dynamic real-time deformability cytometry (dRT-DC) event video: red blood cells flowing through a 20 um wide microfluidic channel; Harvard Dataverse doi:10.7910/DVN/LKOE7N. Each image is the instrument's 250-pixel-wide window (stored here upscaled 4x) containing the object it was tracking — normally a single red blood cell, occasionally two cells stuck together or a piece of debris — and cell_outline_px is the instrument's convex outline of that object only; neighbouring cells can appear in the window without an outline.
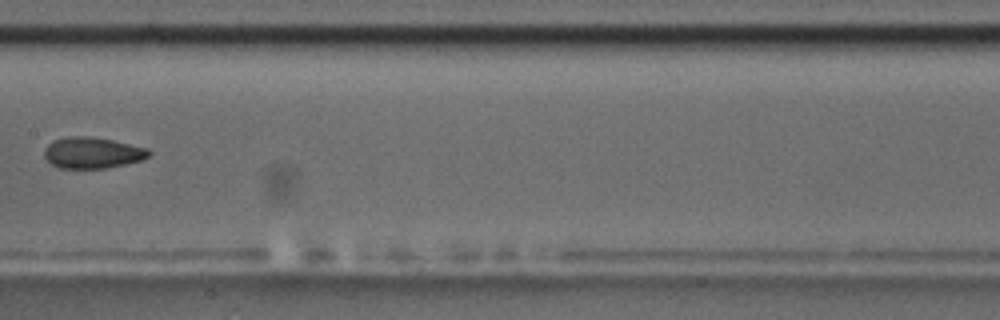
{"species": "common noctule bat (a hibernating species)", "species_latin": "Nyctalus noctula", "temperature_condition": "room temperature", "stored_images_in_passage": 15, "camera_frame_rate_fps": 3000, "um_per_image_px": 0.085, "animal": {"sex": "male", "body_mass_g": 17.5, "forearm_length_mm": 52.3}, "frame": {"image": 1, "passage_image": 7, "time_ms": 7.667, "image_size_px": [1000, 320], "cell_outline_px": [[152, 152], [144, 160], [104, 168], [60, 168], [52, 164], [44, 156], [44, 148], [52, 140], [68, 136], [88, 136], [112, 140], [148, 148]], "centroid_in_image_um": [7.85, 12.98], "position_along_channel_um": 199.6, "area_um2": 19.02}, "authors_computed_cell_mechanics": {"area_um2": 19.0162, "velocity_mm_per_s": 3.5062, "shape_relaxation_time_tau1_ms": 7.4677, "shape_relaxation_time_tau2_ms": 2.0484, "deformation_change_tau1": 0.1471, "deformation_change_tau2": 0.0584}}